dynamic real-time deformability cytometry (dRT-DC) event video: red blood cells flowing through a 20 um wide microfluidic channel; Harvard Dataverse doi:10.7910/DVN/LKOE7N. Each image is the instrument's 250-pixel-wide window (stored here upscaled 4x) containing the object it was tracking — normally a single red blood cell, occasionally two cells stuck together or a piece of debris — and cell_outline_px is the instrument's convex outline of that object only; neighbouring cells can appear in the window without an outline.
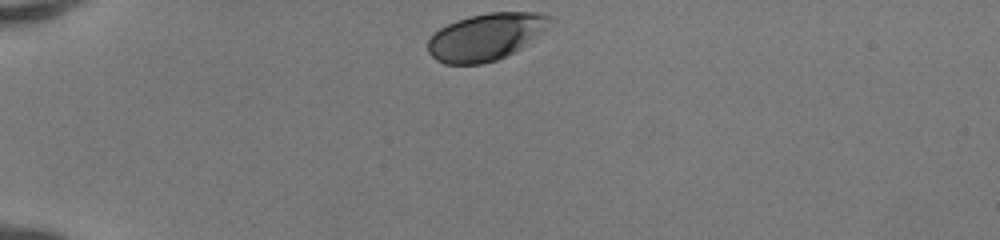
{"species": "human", "species_latin": "Homo sapiens", "temperature_condition": "room temperature", "stored_images_in_passage": 33, "camera_frame_rate_fps": 3000, "um_per_image_px": 0.085, "donor": {"sex": "female"}, "frame": {"image": 1, "passage_image": 1, "time_ms": 0.0, "image_size_px": [1000, 240], "cell_outline_px": [[556, 20], [544, 32], [520, 48], [496, 60], [480, 64], [444, 64], [436, 60], [428, 52], [428, 40], [440, 28], [456, 20], [488, 12], [536, 12], [556, 16]], "centroid_in_image_um": [41.36, 3.11], "position_along_channel_um": 43.6, "area_um2": 33.58}}
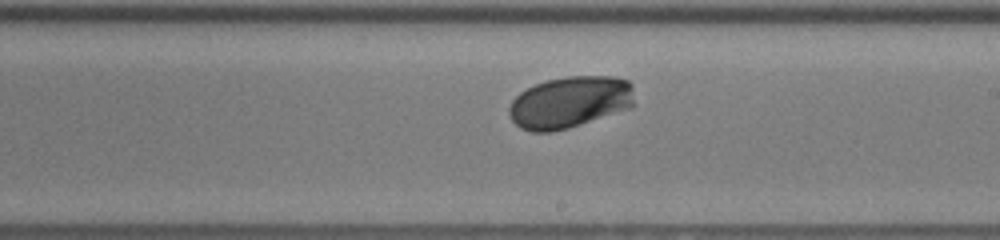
{"frame": {"image": 2, "passage_image": 19, "time_ms": 6.0, "image_size_px": [1000, 240], "cell_outline_px": [[636, 104], [632, 108], [568, 128], [548, 132], [532, 132], [520, 128], [512, 120], [508, 112], [508, 108], [512, 100], [520, 92], [536, 84], [548, 80], [568, 76], [612, 76], [628, 80], [632, 84]], "centroid_in_image_um": [48.47, 8.69], "position_along_channel_um": 240.5, "area_um2": 38.09}}
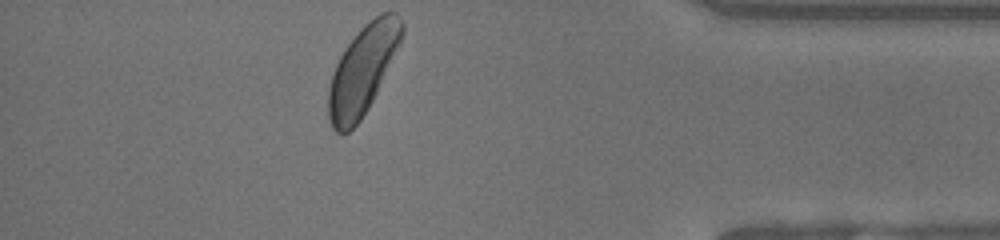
{"frame": {"image": 3, "passage_image": 33, "time_ms": 10.667, "image_size_px": [1000, 240], "cell_outline_px": [[404, 32], [400, 44], [368, 108], [360, 120], [348, 132], [336, 132], [332, 128], [328, 120], [328, 88], [332, 72], [340, 56], [348, 44], [360, 28], [364, 24], [376, 16], [384, 12], [396, 12], [400, 16], [404, 24]], "centroid_in_image_um": [30.82, 5.93], "position_along_channel_um": 404.4, "area_um2": 37.63}, "authors_computed_cell_mechanics": {"area_um2": 36.5296, "velocity_mm_per_s": 4.0917, "shape_relaxation_time_tau1_ms": 1.4186, "shape_relaxation_time_tau2_ms": null, "deformation_change_tau1": 0.1049, "deformation_change_tau2": null}}